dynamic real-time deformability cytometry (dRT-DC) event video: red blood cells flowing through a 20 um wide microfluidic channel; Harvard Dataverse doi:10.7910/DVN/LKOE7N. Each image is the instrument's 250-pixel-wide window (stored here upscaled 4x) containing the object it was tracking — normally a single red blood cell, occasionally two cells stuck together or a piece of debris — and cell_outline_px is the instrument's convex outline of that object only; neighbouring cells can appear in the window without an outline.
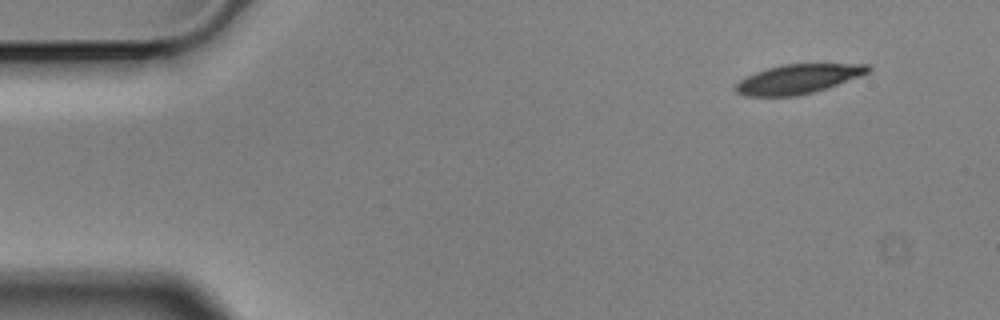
{"species": "Egyptian fruit bat (a non-hibernating species)", "species_latin": "Rousettus aegyptiacus", "temperature_condition": "cold", "stored_images_in_passage": 4, "camera_frame_rate_fps": 3000, "um_per_image_px": 0.085, "animal": {"sex": "male"}, "frame": {"image": 1, "passage_image": 1, "time_ms": 0.0, "image_size_px": [1000, 320], "cell_outline_px": [[872, 68], [868, 72], [860, 76], [812, 92], [796, 96], [748, 96], [736, 92], [736, 84], [740, 80], [756, 72], [780, 64], [868, 64]], "centroid_in_image_um": [67.83, 6.7], "position_along_channel_um": 17.2, "area_um2": 22.2}}
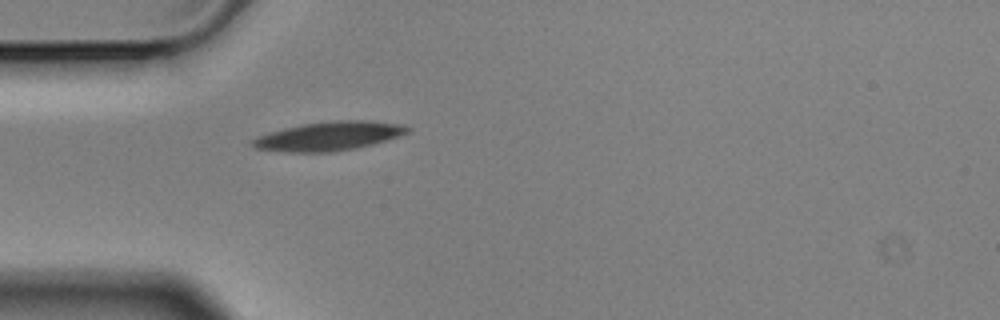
{"frame": {"image": 2, "passage_image": 4, "time_ms": 1.0, "image_size_px": [1000, 320], "cell_outline_px": [[412, 128], [408, 132], [400, 136], [372, 144], [356, 148], [332, 152], [288, 152], [256, 148], [252, 144], [252, 140], [268, 132], [300, 124], [336, 120], [372, 120], [404, 124]], "centroid_in_image_um": [28.02, 11.55], "position_along_channel_um": 57.0, "area_um2": 26.18}}